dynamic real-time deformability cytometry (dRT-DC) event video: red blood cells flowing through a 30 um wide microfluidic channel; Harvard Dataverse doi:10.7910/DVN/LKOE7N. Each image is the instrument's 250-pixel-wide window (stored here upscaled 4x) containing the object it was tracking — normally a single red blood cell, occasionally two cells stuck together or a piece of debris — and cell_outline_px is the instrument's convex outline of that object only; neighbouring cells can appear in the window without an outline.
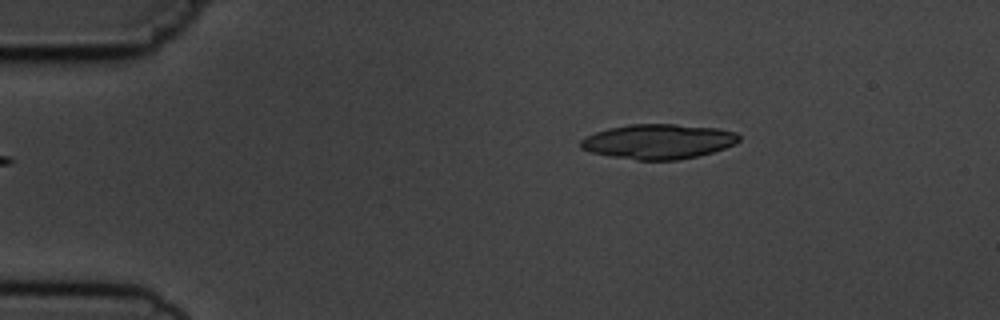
{"species": "common noctule bat (a hibernating species)", "species_latin": "Nyctalus noctula", "temperature_condition": "cold", "stored_images_in_passage": 5, "camera_frame_rate_fps": 3000, "um_per_image_px": 0.085, "animal": {"sex": "male", "body_mass_g": 19.5, "forearm_length_mm": 54.6}, "frame": {"image": 1, "passage_image": 5, "time_ms": 4.667, "image_size_px": [1000, 320], "cell_outline_px": [[740, 140], [724, 148], [712, 152], [696, 156], [676, 160], [636, 160], [612, 156], [592, 152], [580, 148], [580, 140], [596, 132], [608, 128], [628, 124], [676, 124], [716, 128], [736, 132], [740, 136]], "centroid_in_image_um": [55.95, 12.02], "position_along_channel_um": 29.0, "area_um2": 31.91}}